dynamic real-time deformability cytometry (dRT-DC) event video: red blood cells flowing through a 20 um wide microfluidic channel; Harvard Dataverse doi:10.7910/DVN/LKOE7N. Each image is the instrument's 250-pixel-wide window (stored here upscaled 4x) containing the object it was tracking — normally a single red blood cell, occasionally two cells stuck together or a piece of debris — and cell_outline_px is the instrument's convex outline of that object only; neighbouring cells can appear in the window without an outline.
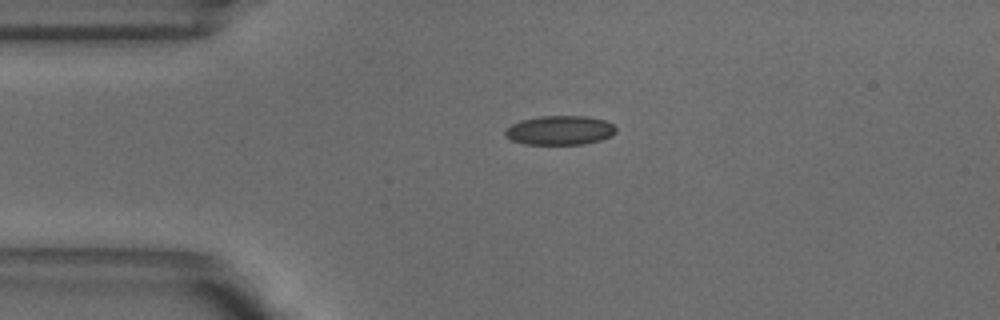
{"species": "common noctule bat (a hibernating species)", "species_latin": "Nyctalus noctula", "temperature_condition": "warm", "stored_images_in_passage": 41, "camera_frame_rate_fps": 3000, "um_per_image_px": 0.085, "animal": {"sex": "male", "body_mass_g": 18.8}, "frame": {"image": 1, "passage_image": 1, "time_ms": 0.0, "image_size_px": [1000, 320], "cell_outline_px": [[616, 132], [612, 136], [600, 140], [584, 144], [524, 144], [512, 140], [504, 136], [504, 128], [520, 120], [540, 116], [584, 116], [608, 120], [616, 128]], "centroid_in_image_um": [47.58, 11.07], "position_along_channel_um": 37.4, "area_um2": 19.07}}
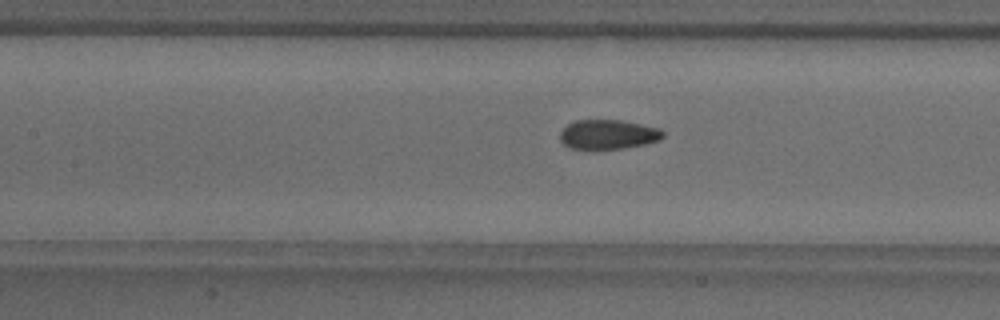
{"frame": {"image": 2, "passage_image": 12, "time_ms": 3.667, "image_size_px": [1000, 320], "cell_outline_px": [[664, 136], [660, 140], [644, 144], [620, 148], [568, 148], [560, 140], [560, 132], [568, 124], [576, 120], [620, 120], [660, 128], [664, 132]], "centroid_in_image_um": [51.69, 11.41], "position_along_channel_um": 155.7, "area_um2": 17.46}}
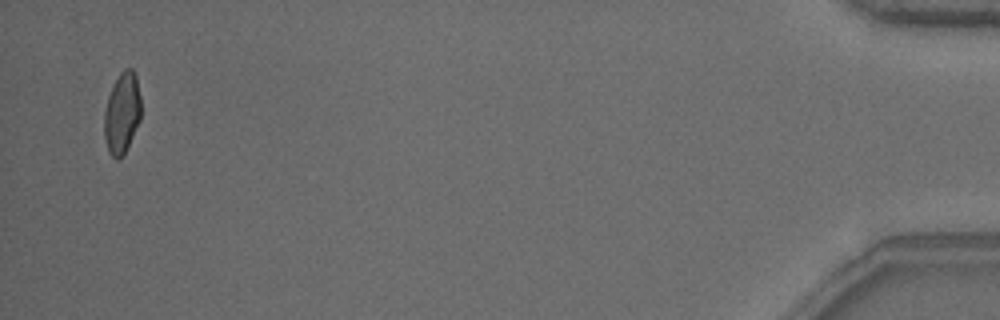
{"frame": {"image": 3, "passage_image": 40, "time_ms": 13.0, "image_size_px": [1000, 320], "cell_outline_px": [[140, 120], [120, 160], [116, 160], [108, 152], [104, 140], [104, 112], [108, 96], [112, 84], [120, 72], [124, 68], [132, 68], [136, 76], [140, 96]], "centroid_in_image_um": [10.35, 9.6], "position_along_channel_um": 424.9, "area_um2": 17.46}, "authors_computed_cell_mechanics": {"area_um2": 18.1492, "velocity_mm_per_s": 3.8728, "shape_relaxation_time_tau1_ms": 6.9008, "shape_relaxation_time_tau2_ms": 1.1978, "deformation_change_tau1": 0.1639, "deformation_change_tau2": 0.0546}}